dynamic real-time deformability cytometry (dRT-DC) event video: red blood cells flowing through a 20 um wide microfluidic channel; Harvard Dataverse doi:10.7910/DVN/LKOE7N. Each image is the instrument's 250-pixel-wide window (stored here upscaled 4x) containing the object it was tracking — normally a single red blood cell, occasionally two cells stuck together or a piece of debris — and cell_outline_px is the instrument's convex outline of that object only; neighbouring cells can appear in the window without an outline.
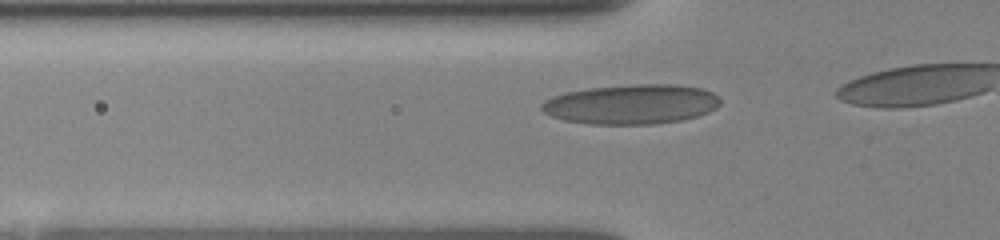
{"species": "human", "species_latin": "Homo sapiens", "temperature_condition": "room temperature", "stored_images_in_passage": 12, "camera_frame_rate_fps": 3000, "um_per_image_px": 0.085, "donor": {"sex": "female"}, "frame": {"image": 1, "passage_image": 4, "time_ms": 0.667, "image_size_px": [1000, 240], "cell_outline_px": [[720, 104], [716, 108], [708, 112], [696, 116], [680, 120], [656, 124], [588, 124], [564, 120], [552, 116], [544, 112], [540, 108], [540, 104], [544, 100], [552, 96], [564, 92], [592, 88], [632, 84], [676, 84], [704, 88], [712, 92], [720, 100]], "centroid_in_image_um": [53.66, 8.85], "position_along_channel_um": 72.1, "area_um2": 41.5}}
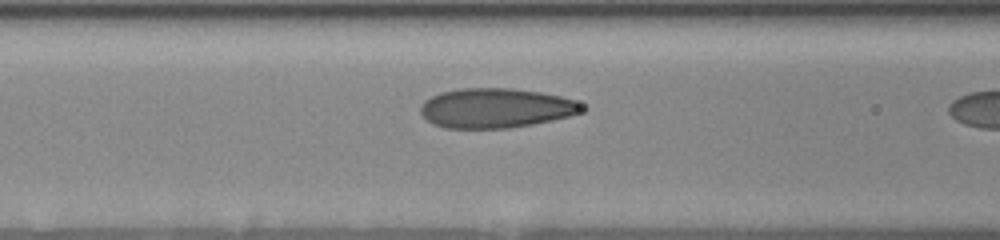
{"frame": {"image": 2, "passage_image": 11, "time_ms": 2.0, "image_size_px": [1000, 240], "cell_outline_px": [[584, 112], [568, 116], [532, 124], [508, 128], [444, 128], [432, 124], [420, 112], [420, 104], [424, 100], [440, 92], [460, 88], [512, 88], [540, 92], [560, 96], [572, 100], [580, 104], [584, 108]], "centroid_in_image_um": [42.09, 9.18], "position_along_channel_um": 124.5, "area_um2": 37.22}}